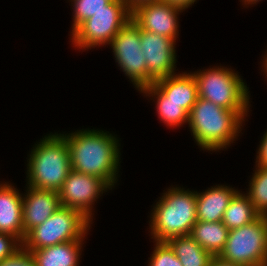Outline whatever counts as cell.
Masks as SVG:
<instances>
[{
  "mask_svg": "<svg viewBox=\"0 0 267 266\" xmlns=\"http://www.w3.org/2000/svg\"><path fill=\"white\" fill-rule=\"evenodd\" d=\"M260 216L250 199L238 191L230 200L222 222L229 230H233L252 223Z\"/></svg>",
  "mask_w": 267,
  "mask_h": 266,
  "instance_id": "44dd1931",
  "label": "cell"
},
{
  "mask_svg": "<svg viewBox=\"0 0 267 266\" xmlns=\"http://www.w3.org/2000/svg\"><path fill=\"white\" fill-rule=\"evenodd\" d=\"M241 1L246 7L247 5L257 4L259 1H262V0H241Z\"/></svg>",
  "mask_w": 267,
  "mask_h": 266,
  "instance_id": "1f68e13d",
  "label": "cell"
},
{
  "mask_svg": "<svg viewBox=\"0 0 267 266\" xmlns=\"http://www.w3.org/2000/svg\"><path fill=\"white\" fill-rule=\"evenodd\" d=\"M84 240L63 242L30 251L36 266H79Z\"/></svg>",
  "mask_w": 267,
  "mask_h": 266,
  "instance_id": "e0dca14e",
  "label": "cell"
},
{
  "mask_svg": "<svg viewBox=\"0 0 267 266\" xmlns=\"http://www.w3.org/2000/svg\"><path fill=\"white\" fill-rule=\"evenodd\" d=\"M169 101L180 104L188 113L198 99V85L192 72L160 78L153 83Z\"/></svg>",
  "mask_w": 267,
  "mask_h": 266,
  "instance_id": "9a60e30c",
  "label": "cell"
},
{
  "mask_svg": "<svg viewBox=\"0 0 267 266\" xmlns=\"http://www.w3.org/2000/svg\"><path fill=\"white\" fill-rule=\"evenodd\" d=\"M132 19V12L123 0H112L105 9L81 23L71 34L73 47L92 49L109 45L119 30Z\"/></svg>",
  "mask_w": 267,
  "mask_h": 266,
  "instance_id": "52a82bcc",
  "label": "cell"
},
{
  "mask_svg": "<svg viewBox=\"0 0 267 266\" xmlns=\"http://www.w3.org/2000/svg\"><path fill=\"white\" fill-rule=\"evenodd\" d=\"M92 222L80 211L61 206L44 223L31 229L22 242L25 250H36L63 242L84 240Z\"/></svg>",
  "mask_w": 267,
  "mask_h": 266,
  "instance_id": "8992f818",
  "label": "cell"
},
{
  "mask_svg": "<svg viewBox=\"0 0 267 266\" xmlns=\"http://www.w3.org/2000/svg\"><path fill=\"white\" fill-rule=\"evenodd\" d=\"M144 96H151L156 100V111L158 117L166 126L176 128L188 123V112L180 107V104L169 101L168 98L154 85L144 87L140 90ZM155 99V100H154Z\"/></svg>",
  "mask_w": 267,
  "mask_h": 266,
  "instance_id": "ffe728a7",
  "label": "cell"
},
{
  "mask_svg": "<svg viewBox=\"0 0 267 266\" xmlns=\"http://www.w3.org/2000/svg\"><path fill=\"white\" fill-rule=\"evenodd\" d=\"M229 229L220 222L197 221L190 236L214 257H218L227 242Z\"/></svg>",
  "mask_w": 267,
  "mask_h": 266,
  "instance_id": "ac0fdd59",
  "label": "cell"
},
{
  "mask_svg": "<svg viewBox=\"0 0 267 266\" xmlns=\"http://www.w3.org/2000/svg\"><path fill=\"white\" fill-rule=\"evenodd\" d=\"M30 152L27 160V184L58 192L72 170L64 136L61 133L45 135Z\"/></svg>",
  "mask_w": 267,
  "mask_h": 266,
  "instance_id": "277c9868",
  "label": "cell"
},
{
  "mask_svg": "<svg viewBox=\"0 0 267 266\" xmlns=\"http://www.w3.org/2000/svg\"><path fill=\"white\" fill-rule=\"evenodd\" d=\"M210 266H241V265L228 263L221 260L219 257H214L210 263Z\"/></svg>",
  "mask_w": 267,
  "mask_h": 266,
  "instance_id": "f546056e",
  "label": "cell"
},
{
  "mask_svg": "<svg viewBox=\"0 0 267 266\" xmlns=\"http://www.w3.org/2000/svg\"><path fill=\"white\" fill-rule=\"evenodd\" d=\"M239 190L227 185L211 186L204 192H197V221L220 222L230 200Z\"/></svg>",
  "mask_w": 267,
  "mask_h": 266,
  "instance_id": "2e32d148",
  "label": "cell"
},
{
  "mask_svg": "<svg viewBox=\"0 0 267 266\" xmlns=\"http://www.w3.org/2000/svg\"><path fill=\"white\" fill-rule=\"evenodd\" d=\"M22 199L24 238L34 227L44 223L60 207L59 193L27 185Z\"/></svg>",
  "mask_w": 267,
  "mask_h": 266,
  "instance_id": "4fadbf2b",
  "label": "cell"
},
{
  "mask_svg": "<svg viewBox=\"0 0 267 266\" xmlns=\"http://www.w3.org/2000/svg\"><path fill=\"white\" fill-rule=\"evenodd\" d=\"M155 242L148 266H182L174 251L166 242Z\"/></svg>",
  "mask_w": 267,
  "mask_h": 266,
  "instance_id": "cb8c5ba5",
  "label": "cell"
},
{
  "mask_svg": "<svg viewBox=\"0 0 267 266\" xmlns=\"http://www.w3.org/2000/svg\"><path fill=\"white\" fill-rule=\"evenodd\" d=\"M182 8L163 1L146 3L132 11V20L142 30L166 36L176 42L179 34L177 17Z\"/></svg>",
  "mask_w": 267,
  "mask_h": 266,
  "instance_id": "7c38bea8",
  "label": "cell"
},
{
  "mask_svg": "<svg viewBox=\"0 0 267 266\" xmlns=\"http://www.w3.org/2000/svg\"><path fill=\"white\" fill-rule=\"evenodd\" d=\"M62 135L68 144L71 169L101 178L114 188L121 158L117 136L94 128Z\"/></svg>",
  "mask_w": 267,
  "mask_h": 266,
  "instance_id": "6da1fadb",
  "label": "cell"
},
{
  "mask_svg": "<svg viewBox=\"0 0 267 266\" xmlns=\"http://www.w3.org/2000/svg\"><path fill=\"white\" fill-rule=\"evenodd\" d=\"M22 248V242L9 233L0 232V261L13 256Z\"/></svg>",
  "mask_w": 267,
  "mask_h": 266,
  "instance_id": "d4e9b609",
  "label": "cell"
},
{
  "mask_svg": "<svg viewBox=\"0 0 267 266\" xmlns=\"http://www.w3.org/2000/svg\"><path fill=\"white\" fill-rule=\"evenodd\" d=\"M140 41L147 65V86L175 74L177 55L173 39L140 29Z\"/></svg>",
  "mask_w": 267,
  "mask_h": 266,
  "instance_id": "8fae6325",
  "label": "cell"
},
{
  "mask_svg": "<svg viewBox=\"0 0 267 266\" xmlns=\"http://www.w3.org/2000/svg\"><path fill=\"white\" fill-rule=\"evenodd\" d=\"M248 112L228 110L198 97L188 114L187 124L196 144L202 150L215 152L237 140Z\"/></svg>",
  "mask_w": 267,
  "mask_h": 266,
  "instance_id": "7a4b0ae2",
  "label": "cell"
},
{
  "mask_svg": "<svg viewBox=\"0 0 267 266\" xmlns=\"http://www.w3.org/2000/svg\"><path fill=\"white\" fill-rule=\"evenodd\" d=\"M218 257L241 266H267V215L229 230L225 247Z\"/></svg>",
  "mask_w": 267,
  "mask_h": 266,
  "instance_id": "ba28073f",
  "label": "cell"
},
{
  "mask_svg": "<svg viewBox=\"0 0 267 266\" xmlns=\"http://www.w3.org/2000/svg\"><path fill=\"white\" fill-rule=\"evenodd\" d=\"M166 243L174 251L182 266H210L214 258L190 235L172 237Z\"/></svg>",
  "mask_w": 267,
  "mask_h": 266,
  "instance_id": "d6986e66",
  "label": "cell"
},
{
  "mask_svg": "<svg viewBox=\"0 0 267 266\" xmlns=\"http://www.w3.org/2000/svg\"><path fill=\"white\" fill-rule=\"evenodd\" d=\"M266 53H267V51H266ZM263 62H262V69H263V72L265 73L264 75H266L265 77H267V54L266 55H264V57H263Z\"/></svg>",
  "mask_w": 267,
  "mask_h": 266,
  "instance_id": "4dcf8cb0",
  "label": "cell"
},
{
  "mask_svg": "<svg viewBox=\"0 0 267 266\" xmlns=\"http://www.w3.org/2000/svg\"><path fill=\"white\" fill-rule=\"evenodd\" d=\"M112 0H70L73 6V22L71 33L85 20L94 16L99 10L105 9Z\"/></svg>",
  "mask_w": 267,
  "mask_h": 266,
  "instance_id": "603a6c76",
  "label": "cell"
},
{
  "mask_svg": "<svg viewBox=\"0 0 267 266\" xmlns=\"http://www.w3.org/2000/svg\"><path fill=\"white\" fill-rule=\"evenodd\" d=\"M196 191L181 187L168 188L150 214V235L156 242L190 235L197 222Z\"/></svg>",
  "mask_w": 267,
  "mask_h": 266,
  "instance_id": "3957f363",
  "label": "cell"
},
{
  "mask_svg": "<svg viewBox=\"0 0 267 266\" xmlns=\"http://www.w3.org/2000/svg\"><path fill=\"white\" fill-rule=\"evenodd\" d=\"M129 10L132 12L134 9H136L138 6L146 4V3H152V2H158L161 0H123Z\"/></svg>",
  "mask_w": 267,
  "mask_h": 266,
  "instance_id": "f1b7e54d",
  "label": "cell"
},
{
  "mask_svg": "<svg viewBox=\"0 0 267 266\" xmlns=\"http://www.w3.org/2000/svg\"><path fill=\"white\" fill-rule=\"evenodd\" d=\"M0 266H36L30 251L23 247L13 256L0 261Z\"/></svg>",
  "mask_w": 267,
  "mask_h": 266,
  "instance_id": "484cf974",
  "label": "cell"
},
{
  "mask_svg": "<svg viewBox=\"0 0 267 266\" xmlns=\"http://www.w3.org/2000/svg\"><path fill=\"white\" fill-rule=\"evenodd\" d=\"M245 195L261 215H267V167H255Z\"/></svg>",
  "mask_w": 267,
  "mask_h": 266,
  "instance_id": "7402d4cb",
  "label": "cell"
},
{
  "mask_svg": "<svg viewBox=\"0 0 267 266\" xmlns=\"http://www.w3.org/2000/svg\"><path fill=\"white\" fill-rule=\"evenodd\" d=\"M198 85V97L233 111H249L250 94L240 75L224 66L192 72Z\"/></svg>",
  "mask_w": 267,
  "mask_h": 266,
  "instance_id": "5b68a950",
  "label": "cell"
},
{
  "mask_svg": "<svg viewBox=\"0 0 267 266\" xmlns=\"http://www.w3.org/2000/svg\"><path fill=\"white\" fill-rule=\"evenodd\" d=\"M117 65L140 91L147 86V65L141 49L140 27L131 19L109 44Z\"/></svg>",
  "mask_w": 267,
  "mask_h": 266,
  "instance_id": "9c48e42d",
  "label": "cell"
},
{
  "mask_svg": "<svg viewBox=\"0 0 267 266\" xmlns=\"http://www.w3.org/2000/svg\"><path fill=\"white\" fill-rule=\"evenodd\" d=\"M12 185L0 183V232L9 233L23 242V194Z\"/></svg>",
  "mask_w": 267,
  "mask_h": 266,
  "instance_id": "5bb4252c",
  "label": "cell"
},
{
  "mask_svg": "<svg viewBox=\"0 0 267 266\" xmlns=\"http://www.w3.org/2000/svg\"><path fill=\"white\" fill-rule=\"evenodd\" d=\"M260 141L255 167H267V130Z\"/></svg>",
  "mask_w": 267,
  "mask_h": 266,
  "instance_id": "4316f807",
  "label": "cell"
},
{
  "mask_svg": "<svg viewBox=\"0 0 267 266\" xmlns=\"http://www.w3.org/2000/svg\"><path fill=\"white\" fill-rule=\"evenodd\" d=\"M167 4H172L182 9H188L192 6L197 0H161Z\"/></svg>",
  "mask_w": 267,
  "mask_h": 266,
  "instance_id": "83f0119b",
  "label": "cell"
},
{
  "mask_svg": "<svg viewBox=\"0 0 267 266\" xmlns=\"http://www.w3.org/2000/svg\"><path fill=\"white\" fill-rule=\"evenodd\" d=\"M111 189L101 178L71 170L58 193L61 206L80 211L92 222L94 203Z\"/></svg>",
  "mask_w": 267,
  "mask_h": 266,
  "instance_id": "30bf717a",
  "label": "cell"
}]
</instances>
